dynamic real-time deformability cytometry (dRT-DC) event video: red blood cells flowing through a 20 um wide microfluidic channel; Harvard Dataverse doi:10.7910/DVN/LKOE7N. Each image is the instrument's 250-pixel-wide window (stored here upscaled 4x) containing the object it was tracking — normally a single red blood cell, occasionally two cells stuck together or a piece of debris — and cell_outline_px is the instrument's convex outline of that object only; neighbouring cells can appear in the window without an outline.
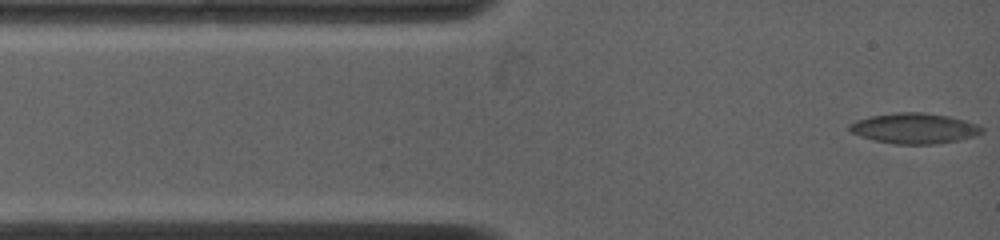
{"species": "common noctule bat (a hibernating species)", "species_latin": "Nyctalus noctula", "temperature_condition": "warm", "stored_images_in_passage": 40, "camera_frame_rate_fps": 4500, "um_per_image_px": 0.085, "animal": {"sex": "female", "body_mass_g": 19.0, "forearm_length_mm": 53.3}, "frame": {"image": 1, "passage_image": 1, "time_ms": 0.0, "image_size_px": [1000, 240], "cell_outline_px": [[984, 132], [972, 136], [956, 140], [936, 144], [896, 144], [876, 140], [860, 136], [852, 132], [848, 128], [848, 124], [856, 120], [872, 116], [900, 112], [920, 112], [948, 116], [964, 120], [976, 124], [984, 128]], "centroid_in_image_um": [77.71, 10.91], "position_along_channel_um": 7.3, "area_um2": 23.18}}
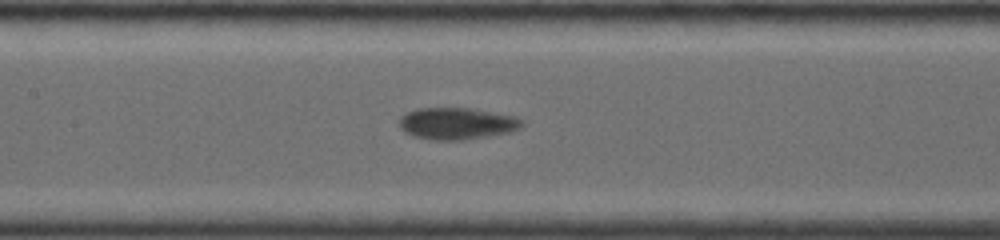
{"frame": {"image": 2, "passage_image": 24, "time_ms": 5.556, "image_size_px": [1000, 240], "cell_outline_px": [[524, 124], [520, 128], [512, 132], [464, 140], [436, 140], [412, 136], [404, 132], [400, 128], [400, 116], [408, 112], [420, 108], [468, 108], [512, 116], [524, 120]], "centroid_in_image_um": [38.83, 10.51], "position_along_channel_um": 168.6, "area_um2": 22.66}}
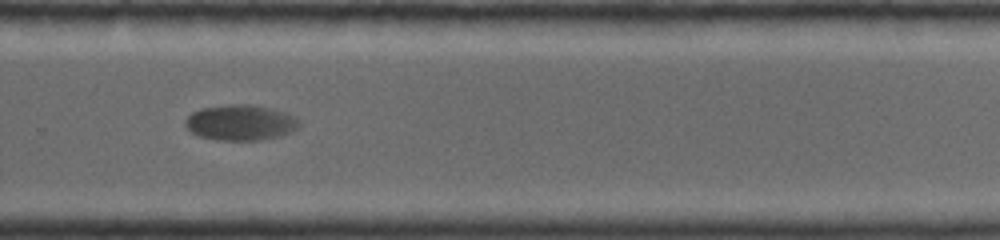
{"frame": {"image": 3, "passage_image": 40, "time_ms": 9.333, "image_size_px": [1000, 240], "cell_outline_px": [[300, 124], [292, 132], [280, 136], [260, 140], [216, 140], [200, 136], [192, 132], [184, 124], [184, 120], [192, 112], [200, 108], [232, 104], [256, 104], [284, 112], [300, 120]], "centroid_in_image_um": [20.44, 10.41], "position_along_channel_um": 309.4, "area_um2": 23.7}}